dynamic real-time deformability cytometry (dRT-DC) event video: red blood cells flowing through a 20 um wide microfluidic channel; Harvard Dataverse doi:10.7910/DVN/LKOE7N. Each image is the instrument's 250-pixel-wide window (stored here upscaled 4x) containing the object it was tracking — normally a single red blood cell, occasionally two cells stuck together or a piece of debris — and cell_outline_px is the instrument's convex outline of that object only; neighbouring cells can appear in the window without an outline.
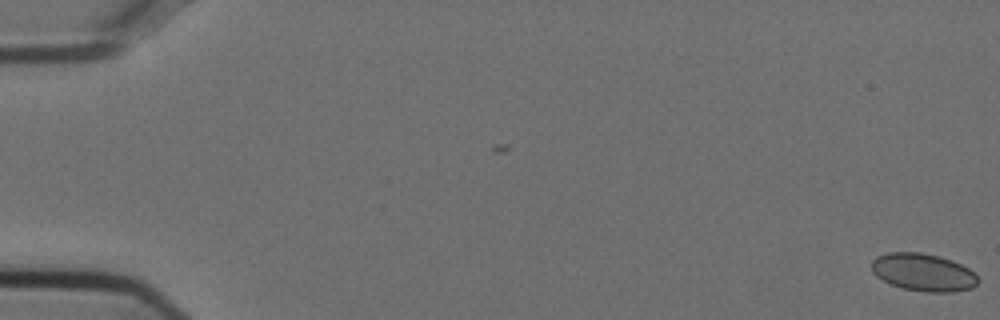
{"species": "Egyptian fruit bat (a non-hibernating species)", "species_latin": "Rousettus aegyptiacus", "temperature_condition": "cold", "stored_images_in_passage": 51, "camera_frame_rate_fps": 3000, "um_per_image_px": 0.085, "animal": {"sex": "female"}, "frame": {"image": 1, "passage_image": 1, "time_ms": 0.0, "image_size_px": [1000, 320], "cell_outline_px": [[980, 280], [972, 288], [956, 292], [924, 292], [904, 288], [892, 284], [876, 276], [872, 272], [872, 260], [876, 256], [888, 252], [920, 252], [940, 256], [952, 260], [968, 268]], "centroid_in_image_um": [78.48, 23.14], "position_along_channel_um": 6.5, "area_um2": 23.35}}
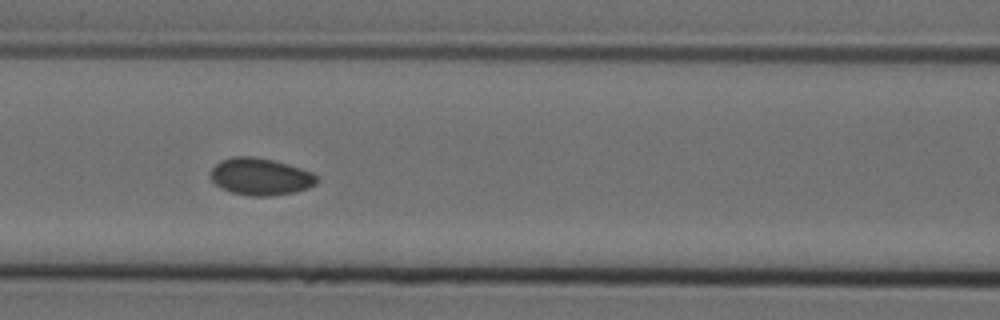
{"frame": {"image": 2, "passage_image": 25, "time_ms": 8.0, "image_size_px": [1000, 320], "cell_outline_px": [[320, 180], [316, 184], [308, 188], [292, 192], [272, 196], [252, 196], [232, 192], [216, 184], [212, 180], [212, 168], [220, 160], [232, 156], [256, 156], [288, 164], [312, 172]], "centroid_in_image_um": [22.16, 15.0], "position_along_channel_um": 144.4, "area_um2": 22.83}}
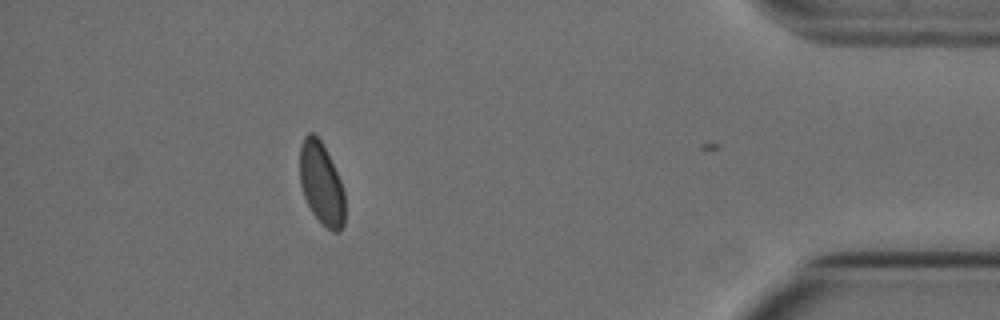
{"frame": {"image": 3, "passage_image": 50, "time_ms": 16.333, "image_size_px": [1000, 320], "cell_outline_px": [[344, 224], [336, 232], [332, 232], [320, 224], [312, 212], [304, 196], [300, 184], [300, 144], [304, 136], [308, 132], [312, 132], [320, 140], [340, 180], [344, 192]], "centroid_in_image_um": [27.3, 15.63], "position_along_channel_um": 407.9, "area_um2": 21.44}, "authors_computed_cell_mechanics": {"area_um2": 22.542, "velocity_mm_per_s": 3.7389, "shape_relaxation_time_tau1_ms": 8.583, "shape_relaxation_time_tau2_ms": 5.755, "deformation_change_tau1": 0.0722, "deformation_change_tau2": 0.0546}}